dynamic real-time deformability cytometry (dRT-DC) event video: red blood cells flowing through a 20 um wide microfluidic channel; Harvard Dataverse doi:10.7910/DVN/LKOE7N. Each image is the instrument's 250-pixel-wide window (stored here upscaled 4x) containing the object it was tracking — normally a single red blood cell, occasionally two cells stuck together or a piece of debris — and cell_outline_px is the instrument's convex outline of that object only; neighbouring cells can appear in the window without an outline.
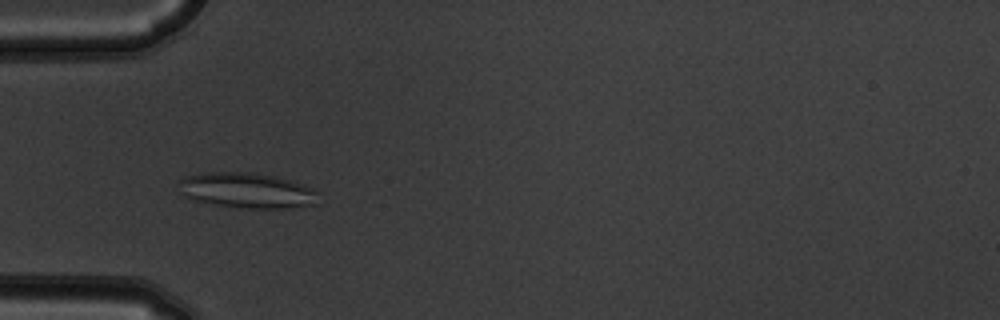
{"species": "common noctule bat (a hibernating species)", "species_latin": "Nyctalus noctula", "temperature_condition": "warm", "stored_images_in_passage": 7, "camera_frame_rate_fps": 3000, "um_per_image_px": 0.085, "animal": {"sex": "male", "body_mass_g": 19.5, "forearm_length_mm": 54.6}, "frame": {"image": 1, "passage_image": 6, "time_ms": 1.667, "image_size_px": [1000, 320], "cell_outline_px": [[316, 204], [288, 208], [240, 208], [212, 204], [196, 200], [184, 196], [176, 192], [176, 184], [184, 176], [208, 172], [252, 172], [276, 176], [312, 188], [316, 192]], "centroid_in_image_um": [20.88, 16.18], "position_along_channel_um": 64.1, "area_um2": 28.96}}
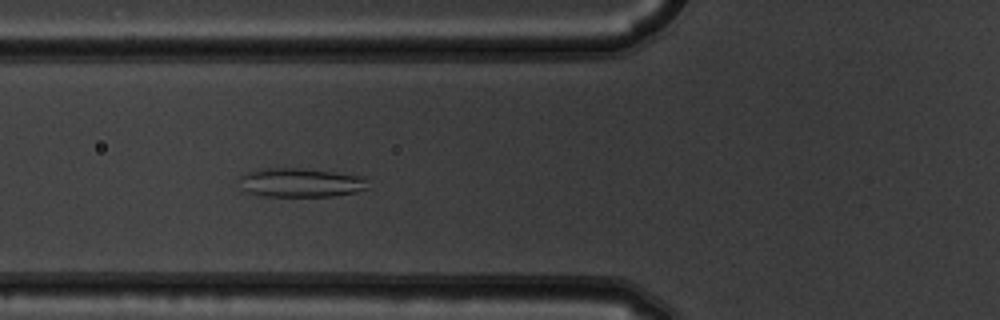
{"frame": {"image": 2, "passage_image": 7, "time_ms": 2.0, "image_size_px": [1000, 320], "cell_outline_px": [[368, 188], [356, 192], [332, 196], [260, 196], [248, 192], [244, 188], [240, 176], [248, 172], [264, 168], [300, 168], [368, 176]], "centroid_in_image_um": [25.64, 15.52], "position_along_channel_um": 100.2, "area_um2": 21.73}}